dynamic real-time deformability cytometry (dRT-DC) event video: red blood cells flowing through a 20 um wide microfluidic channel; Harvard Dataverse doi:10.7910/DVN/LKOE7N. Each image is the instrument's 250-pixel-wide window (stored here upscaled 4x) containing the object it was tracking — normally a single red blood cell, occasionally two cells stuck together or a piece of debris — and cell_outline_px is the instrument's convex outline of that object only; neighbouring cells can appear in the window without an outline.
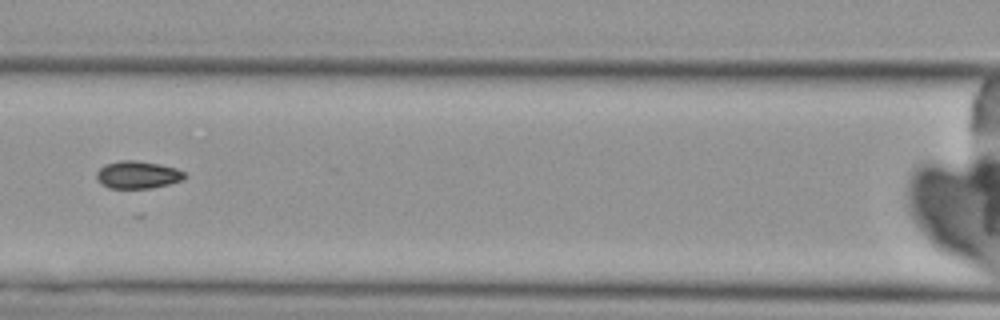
{"species": "Egyptian fruit bat (a non-hibernating species)", "species_latin": "Rousettus aegyptiacus", "temperature_condition": "cold", "stored_images_in_passage": 7, "camera_frame_rate_fps": 3000, "um_per_image_px": 0.085, "animal": {"sex": "female"}, "frame": {"image": 1, "passage_image": 4, "time_ms": 3.667, "image_size_px": [1000, 320], "cell_outline_px": [[188, 176], [184, 180], [152, 188], [108, 188], [100, 184], [96, 180], [96, 172], [104, 164], [120, 160], [136, 160], [160, 164], [176, 168], [184, 172]], "centroid_in_image_um": [11.69, 14.85], "position_along_channel_um": 154.9, "area_um2": 14.39}}
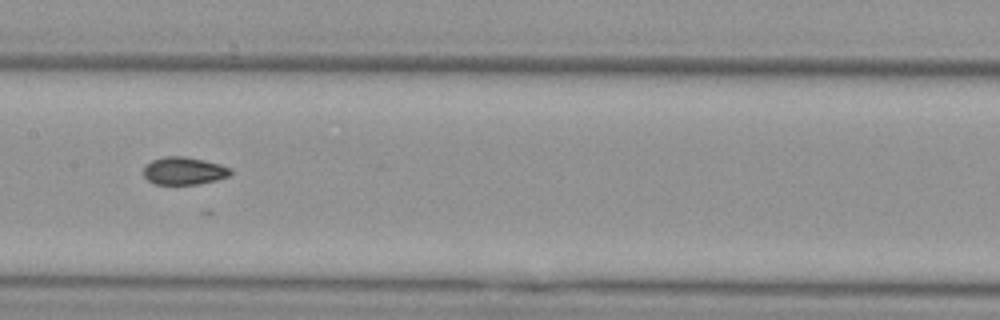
{"frame": {"image": 2, "passage_image": 5, "time_ms": 4.667, "image_size_px": [1000, 320], "cell_outline_px": [[232, 172], [228, 176], [216, 180], [196, 184], [156, 184], [148, 180], [144, 176], [144, 164], [152, 160], [164, 156], [184, 156], [204, 160], [220, 164], [232, 168]], "centroid_in_image_um": [15.63, 14.51], "position_along_channel_um": 191.8, "area_um2": 14.05}}
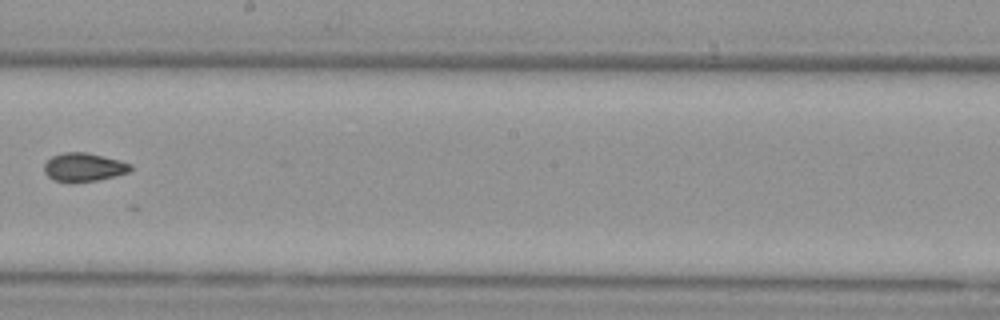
{"frame": {"image": 3, "passage_image": 6, "time_ms": 6.0, "image_size_px": [1000, 320], "cell_outline_px": [[132, 168], [128, 172], [96, 180], [52, 180], [44, 172], [44, 164], [52, 156], [64, 152], [88, 152], [120, 160], [132, 164]], "centroid_in_image_um": [7.12, 14.17], "position_along_channel_um": 241.1, "area_um2": 13.93}}